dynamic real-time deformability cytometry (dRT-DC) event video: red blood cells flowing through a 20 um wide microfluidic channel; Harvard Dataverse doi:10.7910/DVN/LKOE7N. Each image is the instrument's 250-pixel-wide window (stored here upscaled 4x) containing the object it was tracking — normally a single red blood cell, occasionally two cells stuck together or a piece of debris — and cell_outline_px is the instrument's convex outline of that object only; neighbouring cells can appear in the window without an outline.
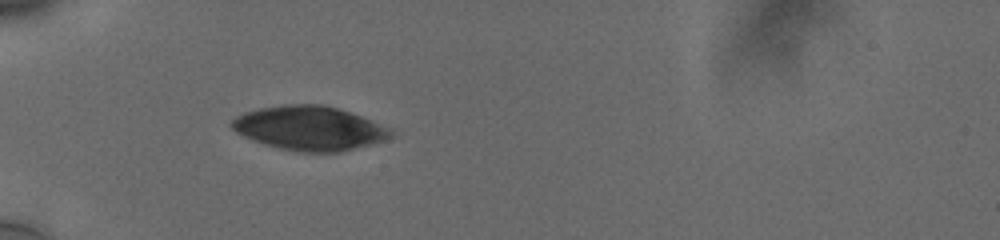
{"species": "human", "species_latin": "Homo sapiens", "temperature_condition": "cold", "stored_images_in_passage": 43, "camera_frame_rate_fps": 3000, "um_per_image_px": 0.085, "donor": {"sex": "male"}, "frame": {"image": 1, "passage_image": 1, "time_ms": 0.0, "image_size_px": [1000, 240], "cell_outline_px": [[392, 132], [388, 136], [380, 140], [368, 144], [336, 152], [304, 152], [284, 148], [268, 144], [256, 140], [236, 132], [232, 128], [232, 120], [236, 116], [244, 112], [260, 108], [284, 104], [324, 104], [360, 116]], "centroid_in_image_um": [26.2, 10.87], "position_along_channel_um": 58.8, "area_um2": 39.36}}
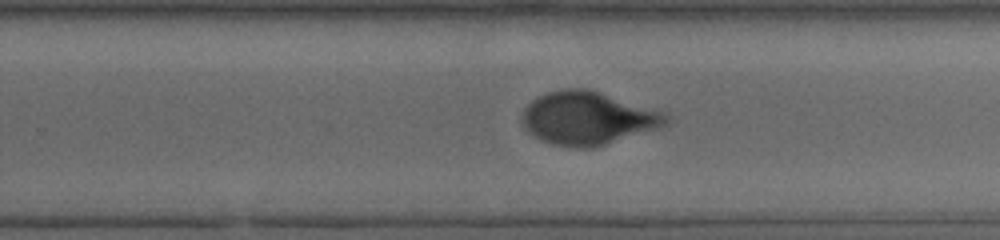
{"frame": {"image": 2, "passage_image": 22, "time_ms": 6.333, "image_size_px": [1000, 240], "cell_outline_px": [[672, 120], [668, 124], [660, 128], [592, 148], [576, 148], [552, 144], [528, 132], [524, 124], [524, 108], [532, 100], [548, 92], [564, 88], [588, 88], [668, 112], [672, 116]], "centroid_in_image_um": [50.08, 10.03], "position_along_channel_um": 279.7, "area_um2": 44.8}}
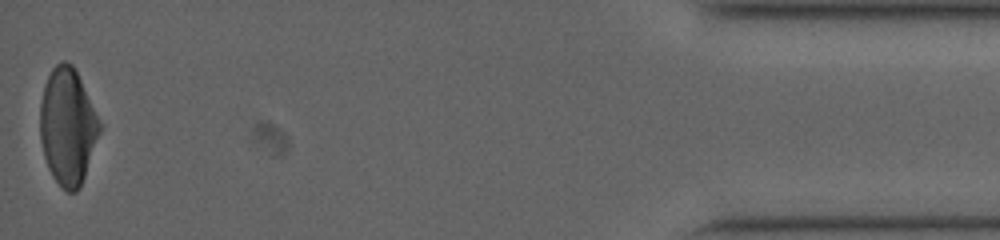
{"frame": {"image": 3, "passage_image": 43, "time_ms": 12.333, "image_size_px": [1000, 240], "cell_outline_px": [[100, 132], [80, 188], [76, 192], [68, 192], [52, 176], [48, 168], [44, 156], [40, 140], [40, 104], [44, 84], [52, 68], [56, 64], [64, 60], [72, 64], [80, 80], [100, 124]], "centroid_in_image_um": [5.71, 10.76], "position_along_channel_um": 429.5, "area_um2": 39.82}, "authors_computed_cell_mechanics": {"area_um2": 43.2922, "velocity_mm_per_s": 3.7412, "shape_relaxation_time_tau1_ms": 4.8527, "shape_relaxation_time_tau2_ms": 0.6612, "deformation_change_tau1": 0.1593, "deformation_change_tau2": 0.0429}}